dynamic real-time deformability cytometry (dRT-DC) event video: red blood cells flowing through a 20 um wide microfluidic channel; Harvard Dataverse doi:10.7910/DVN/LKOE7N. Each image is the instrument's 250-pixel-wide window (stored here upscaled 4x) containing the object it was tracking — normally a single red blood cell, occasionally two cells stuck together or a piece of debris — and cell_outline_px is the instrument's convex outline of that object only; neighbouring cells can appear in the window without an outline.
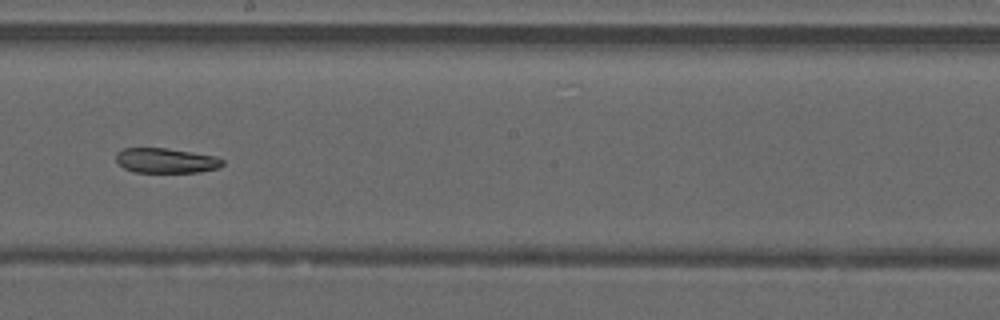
{"species": "common noctule bat (a hibernating species)", "species_latin": "Nyctalus noctula", "temperature_condition": "warm", "stored_images_in_passage": 50, "camera_frame_rate_fps": 3000, "um_per_image_px": 0.085, "animal": {"sex": "male", "forearm_length_mm": 52.5}, "frame": {"image": 1, "passage_image": 28, "time_ms": 9.0, "image_size_px": [1000, 320], "cell_outline_px": [[224, 164], [216, 168], [200, 172], [132, 172], [116, 164], [116, 152], [124, 148], [164, 148], [192, 152], [216, 156], [224, 160]], "centroid_in_image_um": [14.07, 13.65], "position_along_channel_um": 234.1, "area_um2": 15.55}, "authors_computed_cell_mechanics": {"area_um2": 18.6983, "velocity_mm_per_s": 4.2012, "shape_relaxation_time_tau1_ms": null, "shape_relaxation_time_tau2_ms": 8.7397, "deformation_change_tau1": null, "deformation_change_tau2": 0.1717}}